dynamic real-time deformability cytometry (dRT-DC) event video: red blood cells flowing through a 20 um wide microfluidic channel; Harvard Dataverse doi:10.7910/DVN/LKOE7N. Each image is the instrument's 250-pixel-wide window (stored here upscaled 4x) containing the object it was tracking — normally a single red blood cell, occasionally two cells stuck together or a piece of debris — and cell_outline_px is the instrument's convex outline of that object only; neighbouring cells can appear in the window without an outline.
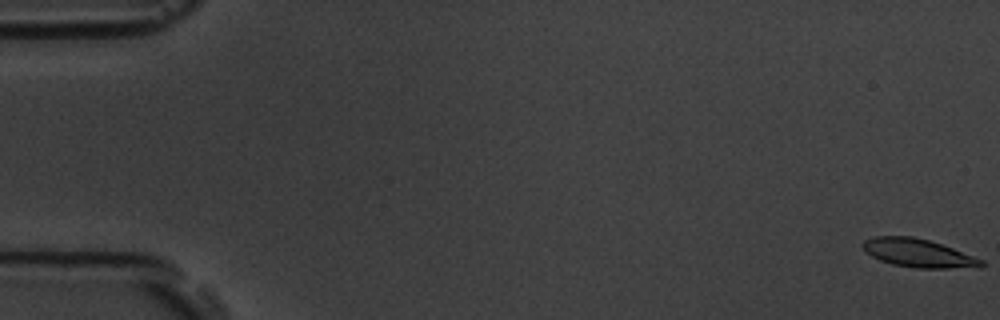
{"species": "common noctule bat (a hibernating species)", "species_latin": "Nyctalus noctula", "temperature_condition": "room temperature", "stored_images_in_passage": 55, "camera_frame_rate_fps": 3000, "um_per_image_px": 0.085, "animal": {"sex": "male", "body_mass_g": 19.5, "forearm_length_mm": 54.6}, "frame": {"image": 1, "passage_image": 1, "time_ms": 0.0, "image_size_px": [1000, 320], "cell_outline_px": [[984, 264], [980, 268], [916, 268], [892, 264], [880, 260], [864, 252], [860, 244], [864, 240], [872, 236], [912, 236], [928, 240], [952, 248], [984, 260]], "centroid_in_image_um": [78.02, 21.51], "position_along_channel_um": 7.0, "area_um2": 19.71}}
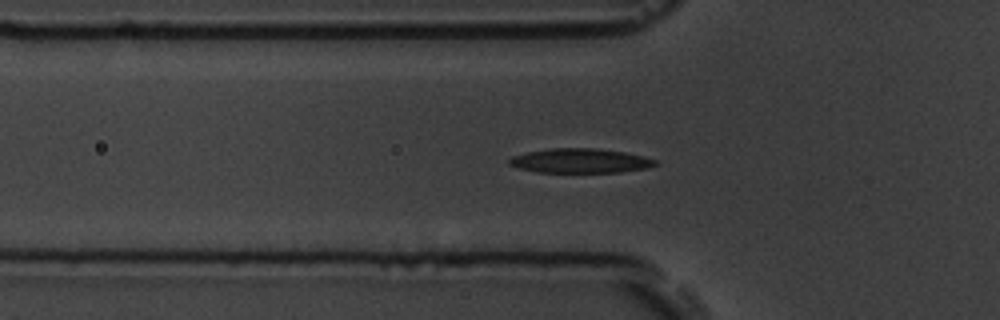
{"frame": {"image": 2, "passage_image": 19, "time_ms": 6.0, "image_size_px": [1000, 320], "cell_outline_px": [[660, 164], [648, 168], [620, 172], [536, 172], [520, 168], [508, 164], [508, 160], [512, 156], [528, 152], [552, 148], [596, 148], [624, 152], [644, 156], [656, 160]], "centroid_in_image_um": [49.36, 13.66], "position_along_channel_um": 76.4, "area_um2": 20.81}}
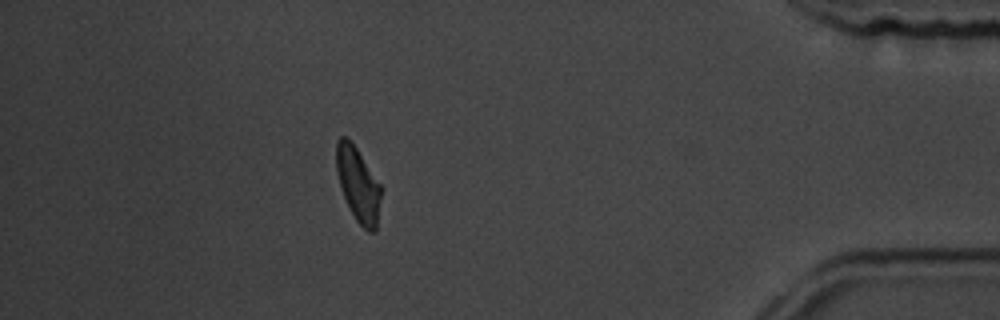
{"frame": {"image": 3, "passage_image": 49, "time_ms": 16.0, "image_size_px": [1000, 320], "cell_outline_px": [[380, 196], [376, 232], [368, 232], [356, 220], [340, 188], [336, 172], [336, 140], [340, 136], [348, 136], [380, 184]], "centroid_in_image_um": [30.4, 15.64], "position_along_channel_um": 404.8, "area_um2": 19.13}, "authors_computed_cell_mechanics": {"area_um2": 20.1144, "velocity_mm_per_s": 3.753, "shape_relaxation_time_tau1_ms": 2.8706, "shape_relaxation_time_tau2_ms": 9.1764, "deformation_change_tau1": 0.1259, "deformation_change_tau2": 0.1953}}